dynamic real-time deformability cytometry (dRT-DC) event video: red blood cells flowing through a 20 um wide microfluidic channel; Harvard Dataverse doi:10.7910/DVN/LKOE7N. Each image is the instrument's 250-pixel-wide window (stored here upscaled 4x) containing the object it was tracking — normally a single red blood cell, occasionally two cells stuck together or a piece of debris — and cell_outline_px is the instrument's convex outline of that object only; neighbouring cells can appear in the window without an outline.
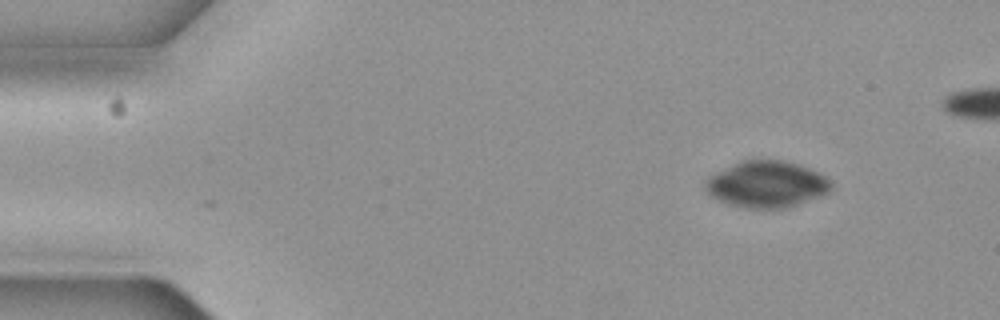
{"species": "common noctule bat (a hibernating species)", "species_latin": "Nyctalus noctula", "temperature_condition": "cold", "stored_images_in_passage": 5, "camera_frame_rate_fps": 3000, "um_per_image_px": 0.085, "animal": {"sex": "female", "body_mass_g": 19.3, "forearm_length_mm": 54.1}, "frame": {"image": 1, "passage_image": 1, "time_ms": 0.0, "image_size_px": [1000, 320], "cell_outline_px": [[832, 188], [828, 192], [820, 196], [784, 208], [744, 208], [720, 200], [712, 196], [704, 188], [704, 180], [708, 176], [740, 160], [756, 156], [784, 160], [808, 168], [824, 176], [832, 184]], "centroid_in_image_um": [65.11, 15.61], "position_along_channel_um": 19.9, "area_um2": 34.33}}